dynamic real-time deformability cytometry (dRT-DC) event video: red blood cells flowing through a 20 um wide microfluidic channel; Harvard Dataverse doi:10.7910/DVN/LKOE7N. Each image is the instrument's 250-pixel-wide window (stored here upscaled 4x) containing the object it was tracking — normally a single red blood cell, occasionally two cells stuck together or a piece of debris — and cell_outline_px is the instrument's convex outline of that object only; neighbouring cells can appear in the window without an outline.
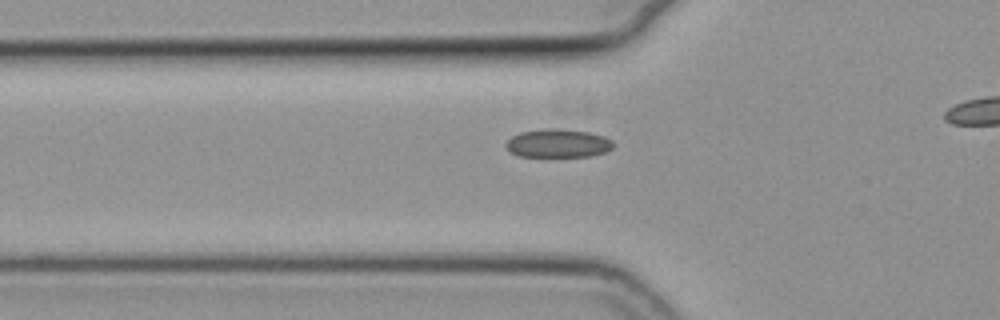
{"species": "common noctule bat (a hibernating species)", "species_latin": "Nyctalus noctula", "temperature_condition": "cold", "stored_images_in_passage": 32, "camera_frame_rate_fps": 3000, "um_per_image_px": 0.085, "animal": {"sex": "female", "body_mass_g": 19.3, "forearm_length_mm": 54.1}, "frame": {"image": 1, "passage_image": 6, "time_ms": 1.667, "image_size_px": [1000, 320], "cell_outline_px": [[612, 148], [604, 152], [592, 156], [516, 156], [508, 152], [504, 144], [512, 136], [520, 132], [544, 128], [560, 128], [588, 132], [604, 136], [612, 140]], "centroid_in_image_um": [47.38, 12.17], "position_along_channel_um": 78.4, "area_um2": 17.92}}
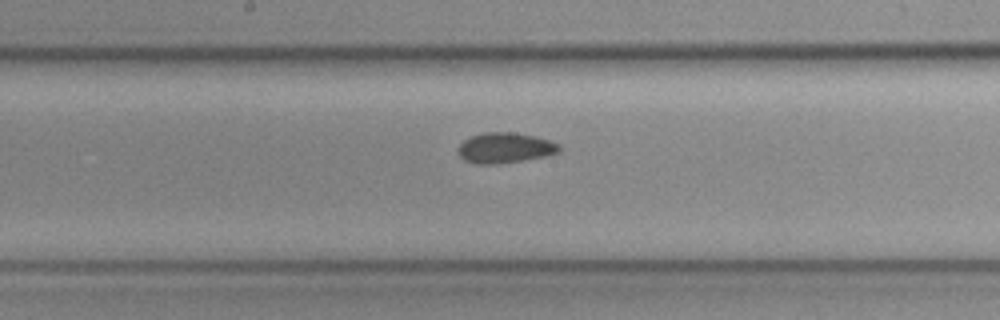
{"frame": {"image": 2, "passage_image": 16, "time_ms": 5.0, "image_size_px": [1000, 320], "cell_outline_px": [[560, 152], [548, 156], [524, 160], [496, 164], [476, 164], [464, 160], [456, 152], [456, 148], [464, 140], [472, 136], [484, 132], [516, 132], [552, 140], [560, 144]], "centroid_in_image_um": [42.94, 12.57], "position_along_channel_um": 205.3, "area_um2": 18.26}}
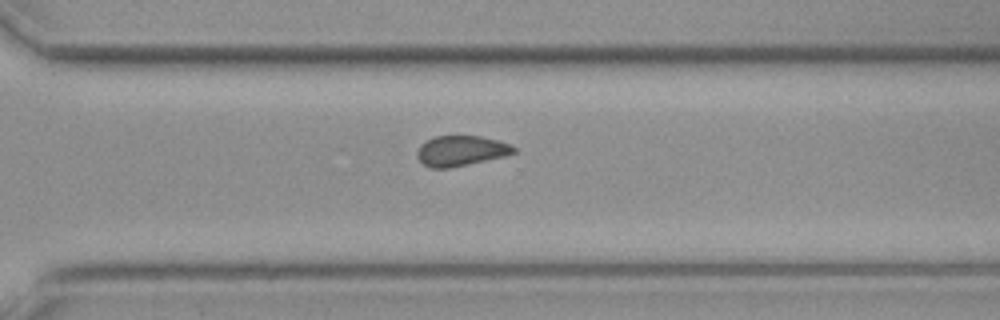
{"frame": {"image": 3, "passage_image": 26, "time_ms": 8.333, "image_size_px": [1000, 320], "cell_outline_px": [[516, 152], [504, 156], [468, 164], [448, 168], [428, 168], [416, 156], [416, 152], [420, 144], [436, 136], [480, 136], [512, 144], [516, 148]], "centroid_in_image_um": [39.17, 12.82], "position_along_channel_um": 331.4, "area_um2": 16.99}, "authors_computed_cell_mechanics": {"area_um2": 17.5134, "velocity_mm_per_s": 3.7961, "shape_relaxation_time_tau1_ms": null, "shape_relaxation_time_tau2_ms": 5.9346, "deformation_change_tau1": null, "deformation_change_tau2": 0.0957}}